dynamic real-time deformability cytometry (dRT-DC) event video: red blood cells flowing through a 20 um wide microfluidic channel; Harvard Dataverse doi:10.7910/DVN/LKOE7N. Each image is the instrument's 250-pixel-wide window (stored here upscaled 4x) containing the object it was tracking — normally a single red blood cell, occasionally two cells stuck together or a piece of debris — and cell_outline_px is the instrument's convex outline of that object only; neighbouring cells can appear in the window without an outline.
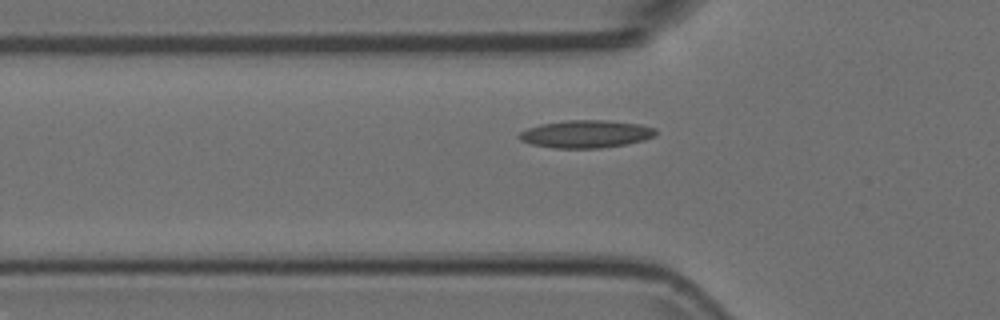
{"species": "Egyptian fruit bat (a non-hibernating species)", "species_latin": "Rousettus aegyptiacus", "temperature_condition": "room temperature", "stored_images_in_passage": 39, "camera_frame_rate_fps": 3000, "um_per_image_px": 0.085, "animal": {"sex": "female"}, "frame": {"image": 1, "passage_image": 8, "time_ms": 2.333, "image_size_px": [1000, 320], "cell_outline_px": [[656, 136], [644, 140], [628, 144], [600, 148], [552, 148], [532, 144], [520, 140], [516, 136], [520, 132], [528, 128], [540, 124], [568, 120], [604, 120], [640, 124], [656, 128]], "centroid_in_image_um": [49.81, 11.39], "position_along_channel_um": 76.0, "area_um2": 22.14}}
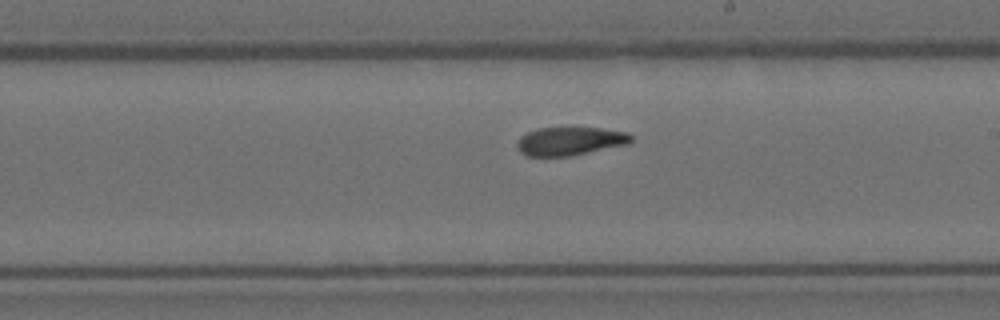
{"frame": {"image": 2, "passage_image": 21, "time_ms": 6.667, "image_size_px": [1000, 320], "cell_outline_px": [[632, 144], [572, 156], [528, 156], [520, 152], [516, 148], [516, 144], [520, 136], [536, 128], [600, 128], [628, 132], [632, 136]], "centroid_in_image_um": [48.48, 12.01], "position_along_channel_um": 240.5, "area_um2": 19.19}}
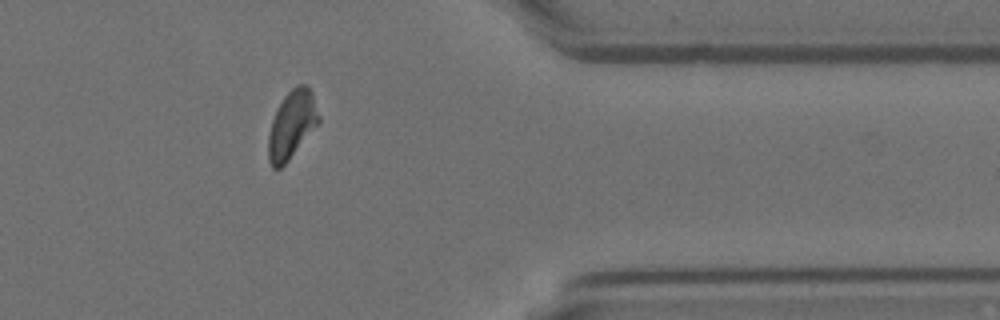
{"frame": {"image": 3, "passage_image": 34, "time_ms": 11.0, "image_size_px": [1000, 320], "cell_outline_px": [[320, 124], [288, 160], [280, 168], [272, 168], [268, 160], [268, 136], [272, 120], [284, 96], [296, 84], [308, 84], [312, 92], [320, 116]], "centroid_in_image_um": [24.84, 10.58], "position_along_channel_um": 386.6, "area_um2": 20.06}}